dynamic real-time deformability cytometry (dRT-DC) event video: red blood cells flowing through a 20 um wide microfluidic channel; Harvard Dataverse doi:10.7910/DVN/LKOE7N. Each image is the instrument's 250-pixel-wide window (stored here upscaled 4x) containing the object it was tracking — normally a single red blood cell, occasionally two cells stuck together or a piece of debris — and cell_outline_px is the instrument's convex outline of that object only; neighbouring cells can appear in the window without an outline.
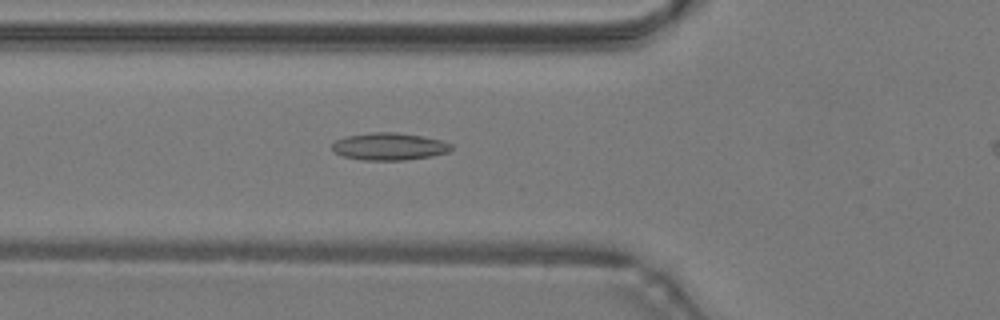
{"species": "common noctule bat (a hibernating species)", "species_latin": "Nyctalus noctula", "temperature_condition": "warm", "stored_images_in_passage": 27, "camera_frame_rate_fps": 3000, "um_per_image_px": 0.085, "animal": {"sex": "male", "body_mass_g": 19.2, "forearm_length_mm": 51.8}, "frame": {"image": 1, "passage_image": 2, "time_ms": 0.333, "image_size_px": [1000, 320], "cell_outline_px": [[452, 148], [448, 152], [432, 156], [404, 160], [364, 160], [344, 156], [336, 152], [332, 148], [332, 144], [336, 140], [348, 136], [372, 132], [396, 132], [424, 136], [444, 140], [452, 144]], "centroid_in_image_um": [33.14, 12.44], "position_along_channel_um": 92.7, "area_um2": 18.96}}
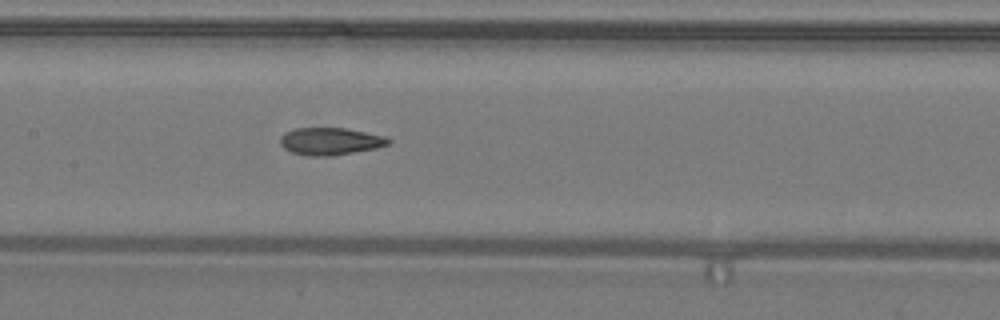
{"frame": {"image": 2, "passage_image": 8, "time_ms": 2.333, "image_size_px": [1000, 320], "cell_outline_px": [[392, 140], [388, 144], [376, 148], [332, 156], [312, 156], [292, 152], [284, 148], [280, 144], [280, 136], [284, 132], [296, 128], [348, 128], [384, 136]], "centroid_in_image_um": [28.06, 12.0], "position_along_channel_um": 179.3, "area_um2": 17.22}}
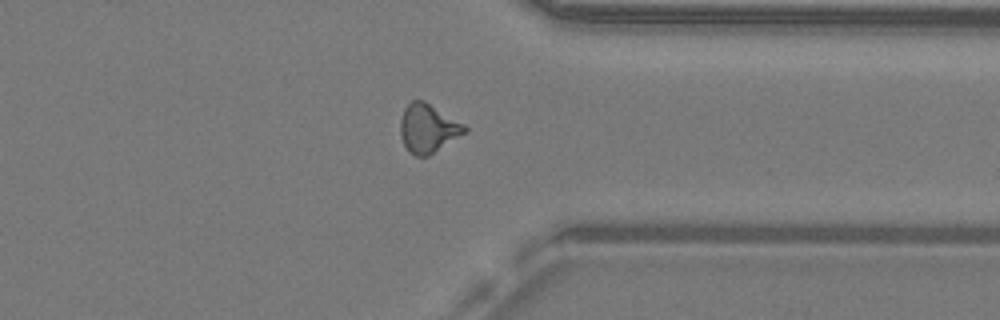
{"frame": {"image": 3, "passage_image": 22, "time_ms": 7.0, "image_size_px": [1000, 320], "cell_outline_px": [[468, 132], [428, 156], [416, 156], [408, 152], [400, 136], [400, 120], [404, 108], [412, 100], [424, 100], [464, 124], [468, 128]], "centroid_in_image_um": [36.38, 10.92], "position_along_channel_um": 375.0, "area_um2": 18.38}}